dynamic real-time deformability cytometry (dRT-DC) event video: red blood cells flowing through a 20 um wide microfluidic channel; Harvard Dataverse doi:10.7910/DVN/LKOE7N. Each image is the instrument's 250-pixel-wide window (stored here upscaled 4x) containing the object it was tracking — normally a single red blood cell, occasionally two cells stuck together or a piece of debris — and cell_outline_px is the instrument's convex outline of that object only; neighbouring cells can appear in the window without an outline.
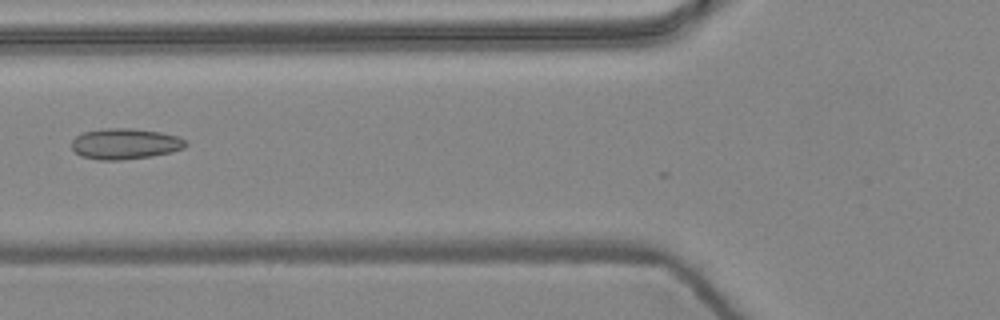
{"species": "common noctule bat (a hibernating species)", "species_latin": "Nyctalus noctula", "temperature_condition": "warm", "stored_images_in_passage": 9, "camera_frame_rate_fps": 3000, "um_per_image_px": 0.085, "animal": {"sex": "female", "body_mass_g": 24.6, "forearm_length_mm": 56.2}, "frame": {"image": 1, "passage_image": 6, "time_ms": 1.667, "image_size_px": [1000, 320], "cell_outline_px": [[188, 144], [184, 148], [172, 152], [152, 156], [120, 160], [96, 160], [80, 156], [72, 148], [72, 140], [76, 136], [84, 132], [108, 128], [132, 128], [160, 132], [176, 136], [188, 140]], "centroid_in_image_um": [10.65, 12.23], "position_along_channel_um": 115.2, "area_um2": 20.58}}
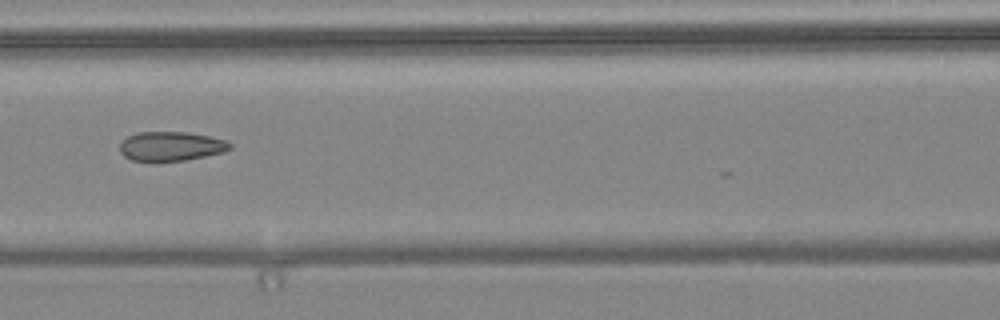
{"frame": {"image": 2, "passage_image": 7, "time_ms": 2.0, "image_size_px": [1000, 320], "cell_outline_px": [[232, 148], [224, 152], [184, 160], [156, 164], [132, 160], [124, 156], [120, 152], [120, 144], [128, 136], [136, 132], [184, 132], [208, 136], [228, 140], [232, 144]], "centroid_in_image_um": [14.52, 12.46], "position_along_channel_um": 152.1, "area_um2": 19.31}}
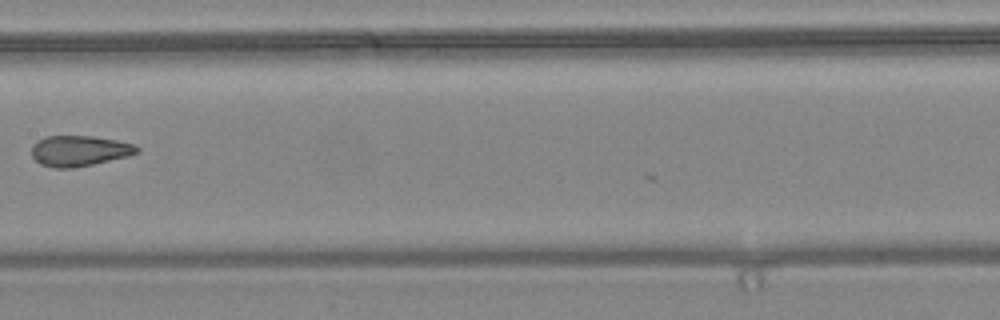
{"frame": {"image": 3, "passage_image": 8, "time_ms": 2.333, "image_size_px": [1000, 320], "cell_outline_px": [[140, 152], [128, 156], [92, 164], [72, 168], [56, 168], [40, 164], [32, 156], [32, 144], [36, 140], [44, 136], [92, 136], [116, 140], [136, 144], [140, 148]], "centroid_in_image_um": [6.75, 12.81], "position_along_channel_um": 200.7, "area_um2": 18.9}}